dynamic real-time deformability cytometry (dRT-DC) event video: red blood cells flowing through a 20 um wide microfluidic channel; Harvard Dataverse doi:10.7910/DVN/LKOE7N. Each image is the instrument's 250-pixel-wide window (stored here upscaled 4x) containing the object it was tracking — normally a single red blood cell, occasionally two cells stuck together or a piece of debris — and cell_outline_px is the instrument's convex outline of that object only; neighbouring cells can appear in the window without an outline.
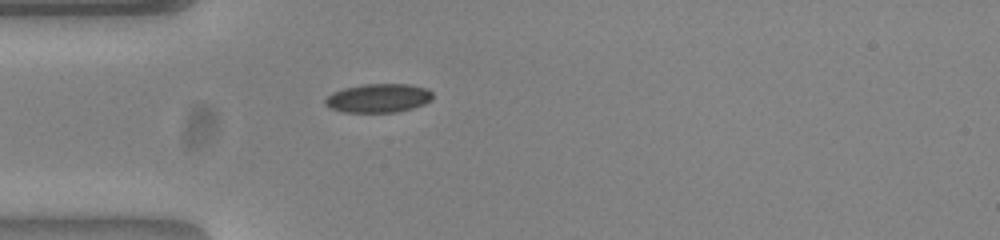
{"species": "common noctule bat (a hibernating species)", "species_latin": "Nyctalus noctula", "temperature_condition": "warm", "stored_images_in_passage": 39, "camera_frame_rate_fps": 3000, "um_per_image_px": 0.085, "animal": {"sex": "female", "body_mass_g": 23.0, "forearm_length_mm": 53.4}, "frame": {"image": 1, "passage_image": 1, "time_ms": 0.0, "image_size_px": [1000, 240], "cell_outline_px": [[432, 100], [424, 104], [412, 108], [396, 112], [344, 112], [332, 108], [324, 104], [324, 100], [332, 92], [344, 88], [364, 84], [408, 84], [428, 88], [432, 92]], "centroid_in_image_um": [32.18, 8.33], "position_along_channel_um": 52.8, "area_um2": 18.03}}
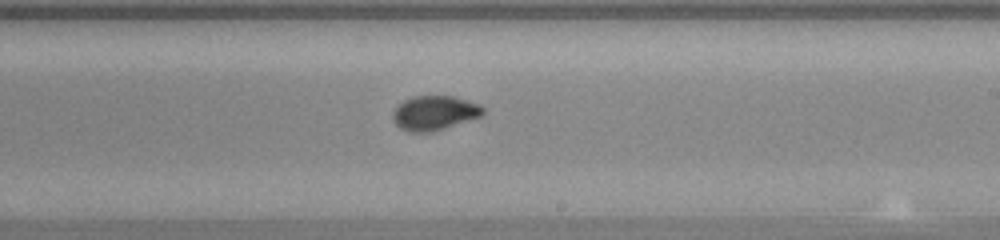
{"frame": {"image": 2, "passage_image": 17, "time_ms": 5.333, "image_size_px": [1000, 240], "cell_outline_px": [[484, 112], [480, 116], [432, 132], [412, 132], [400, 128], [396, 124], [392, 116], [392, 112], [404, 100], [412, 96], [452, 96], [480, 104], [484, 108]], "centroid_in_image_um": [36.91, 9.59], "position_along_channel_um": 252.1, "area_um2": 17.86}}
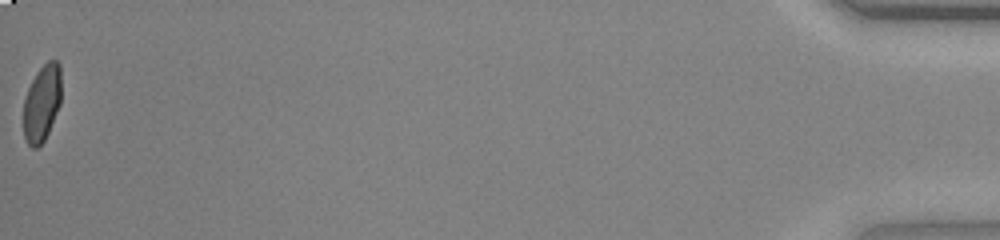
{"frame": {"image": 3, "passage_image": 39, "time_ms": 12.667, "image_size_px": [1000, 240], "cell_outline_px": [[60, 104], [48, 132], [44, 140], [36, 148], [32, 148], [24, 140], [24, 100], [28, 88], [36, 72], [48, 60], [56, 60], [60, 64]], "centroid_in_image_um": [3.55, 8.76], "position_along_channel_um": 431.6, "area_um2": 16.76}, "authors_computed_cell_mechanics": {"area_um2": 18.0336, "velocity_mm_per_s": 3.8685, "shape_relaxation_time_tau1_ms": 5.962, "shape_relaxation_time_tau2_ms": null, "deformation_change_tau1": 0.1913, "deformation_change_tau2": null}}